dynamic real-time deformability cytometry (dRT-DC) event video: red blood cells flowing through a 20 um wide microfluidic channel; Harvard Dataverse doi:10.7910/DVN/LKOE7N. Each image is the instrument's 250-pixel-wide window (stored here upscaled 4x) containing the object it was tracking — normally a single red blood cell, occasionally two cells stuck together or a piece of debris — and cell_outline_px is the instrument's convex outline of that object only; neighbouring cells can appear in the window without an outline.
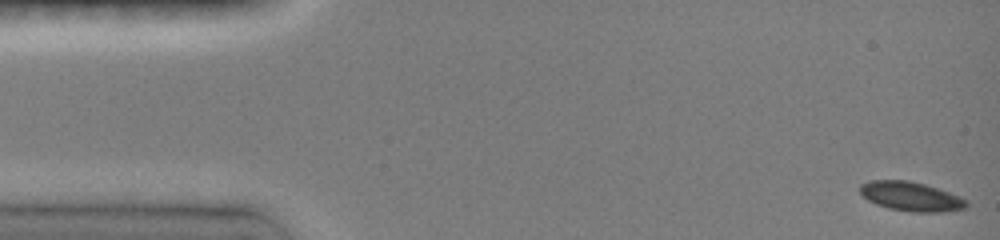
{"species": "common noctule bat (a hibernating species)", "species_latin": "Nyctalus noctula", "temperature_condition": "room temperature", "stored_images_in_passage": 103, "camera_frame_rate_fps": 3000, "um_per_image_px": 0.085, "animal": {"sex": "female", "body_mass_g": 19.0, "forearm_length_mm": 51.5}, "frame": {"image": 1, "passage_image": 1, "time_ms": 0.0, "image_size_px": [1000, 240], "cell_outline_px": [[968, 208], [940, 212], [912, 212], [888, 208], [876, 204], [868, 200], [860, 192], [860, 184], [868, 180], [908, 180], [924, 184], [960, 196], [968, 200]], "centroid_in_image_um": [77.44, 16.7], "position_along_channel_um": 7.6, "area_um2": 18.21}}
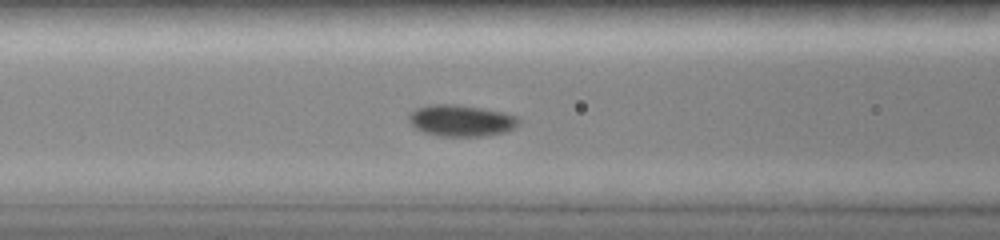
{"frame": {"image": 2, "passage_image": 45, "time_ms": 6.0, "image_size_px": [1000, 240], "cell_outline_px": [[520, 120], [512, 128], [504, 132], [484, 136], [440, 136], [424, 132], [416, 128], [408, 120], [408, 116], [416, 108], [428, 104], [456, 104], [480, 108], [500, 112], [516, 116]], "centroid_in_image_um": [39.14, 10.24], "position_along_channel_um": 127.5, "area_um2": 19.88}}
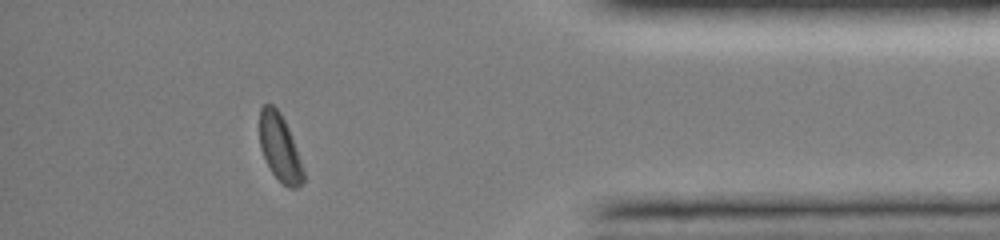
{"frame": {"image": 3, "passage_image": 92, "time_ms": 13.667, "image_size_px": [1000, 240], "cell_outline_px": [[304, 180], [296, 188], [288, 188], [272, 172], [260, 148], [260, 108], [264, 104], [272, 104], [280, 112], [288, 128], [300, 160], [304, 172]], "centroid_in_image_um": [23.77, 12.54], "position_along_channel_um": 411.4, "area_um2": 16.65}, "authors_computed_cell_mechanics": {"area_um2": 18.3226, "velocity_mm_per_s": 4.0146, "shape_relaxation_time_tau1_ms": 2.1289, "shape_relaxation_time_tau2_ms": null, "deformation_change_tau1": 0.0811, "deformation_change_tau2": null}}